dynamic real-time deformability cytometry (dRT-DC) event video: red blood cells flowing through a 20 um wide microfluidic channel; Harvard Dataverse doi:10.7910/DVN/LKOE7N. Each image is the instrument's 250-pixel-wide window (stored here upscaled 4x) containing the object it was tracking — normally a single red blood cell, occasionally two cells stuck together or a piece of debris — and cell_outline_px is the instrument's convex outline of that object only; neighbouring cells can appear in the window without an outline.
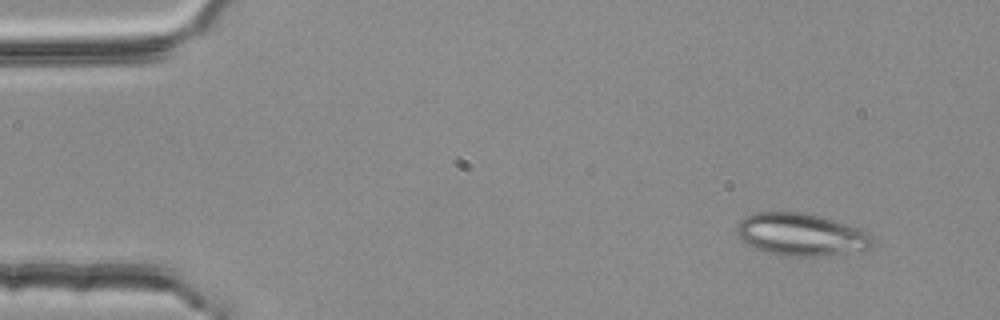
{"species": "common noctule bat (a hibernating species)", "species_latin": "Nyctalus noctula", "temperature_condition": "room temperature", "stored_images_in_passage": 3, "camera_frame_rate_fps": 3000, "um_per_image_px": 0.085, "animal": {"sex": "female", "body_mass_g": 25.1}, "frame": {"image": 1, "passage_image": 1, "time_ms": 0.0, "image_size_px": [1000, 320], "cell_outline_px": [[872, 244], [868, 248], [824, 256], [780, 256], [756, 248], [748, 244], [736, 232], [736, 228], [740, 220], [744, 216], [756, 212], [800, 212], [820, 216], [848, 224], [860, 228], [868, 232], [872, 236]], "centroid_in_image_um": [68.08, 19.92], "position_along_channel_um": 16.9, "area_um2": 33.35}}